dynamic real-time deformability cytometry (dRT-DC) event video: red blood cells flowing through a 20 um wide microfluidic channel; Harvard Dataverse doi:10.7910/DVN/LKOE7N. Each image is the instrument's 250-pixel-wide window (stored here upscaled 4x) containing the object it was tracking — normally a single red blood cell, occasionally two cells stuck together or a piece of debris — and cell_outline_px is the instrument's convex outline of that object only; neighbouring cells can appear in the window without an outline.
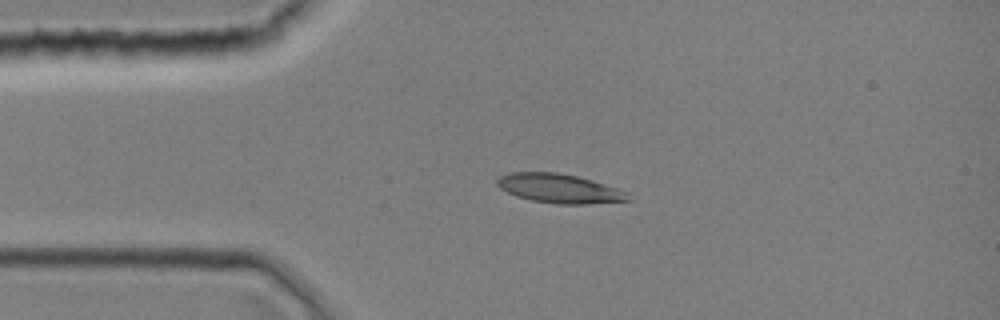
{"species": "common noctule bat (a hibernating species)", "species_latin": "Nyctalus noctula", "temperature_condition": "room temperature", "stored_images_in_passage": 3, "camera_frame_rate_fps": 3000, "um_per_image_px": 0.085, "animal": {"sex": "female", "body_mass_g": 19.0, "forearm_length_mm": 51.5}, "frame": {"image": 1, "passage_image": 1, "time_ms": 0.0, "image_size_px": [1000, 320], "cell_outline_px": [[632, 200], [584, 204], [556, 204], [532, 200], [516, 196], [500, 188], [496, 184], [496, 180], [500, 176], [508, 172], [556, 172], [576, 176], [620, 188], [628, 192]], "centroid_in_image_um": [47.56, 16.02], "position_along_channel_um": 37.4, "area_um2": 22.31}}